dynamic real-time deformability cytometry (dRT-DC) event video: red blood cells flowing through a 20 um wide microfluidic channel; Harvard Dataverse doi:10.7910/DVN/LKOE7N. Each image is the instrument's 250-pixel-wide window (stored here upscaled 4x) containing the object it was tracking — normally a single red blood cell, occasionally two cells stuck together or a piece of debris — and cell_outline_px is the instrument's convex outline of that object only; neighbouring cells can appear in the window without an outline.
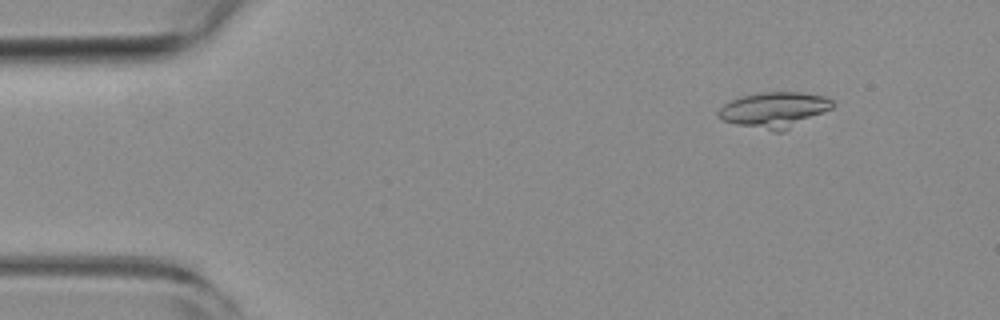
{"species": "common noctule bat (a hibernating species)", "species_latin": "Nyctalus noctula", "temperature_condition": "room temperature", "stored_images_in_passage": 47, "camera_frame_rate_fps": 3000, "um_per_image_px": 0.085, "animal": {"sex": "female", "body_mass_g": 19.3, "forearm_length_mm": 54.1}, "frame": {"image": 1, "passage_image": 1, "time_ms": 0.0, "image_size_px": [1000, 320], "cell_outline_px": [[836, 104], [832, 108], [784, 132], [772, 132], [736, 124], [724, 120], [716, 112], [724, 104], [732, 100], [744, 96], [764, 92], [800, 92], [828, 96]], "centroid_in_image_um": [65.87, 9.35], "position_along_channel_um": 19.1, "area_um2": 23.76}}
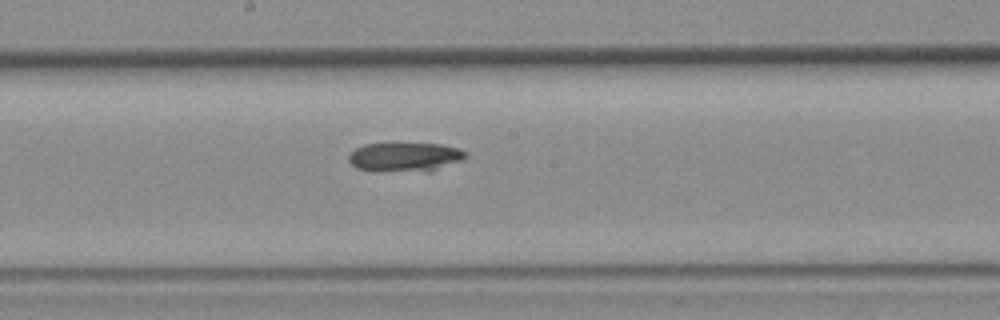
{"frame": {"image": 2, "passage_image": 23, "time_ms": 7.333, "image_size_px": [1000, 320], "cell_outline_px": [[468, 156], [464, 160], [432, 172], [372, 172], [356, 168], [348, 160], [348, 156], [356, 148], [364, 144], [440, 144], [460, 148]], "centroid_in_image_um": [34.44, 13.39], "position_along_channel_um": 213.8, "area_um2": 20.46}}
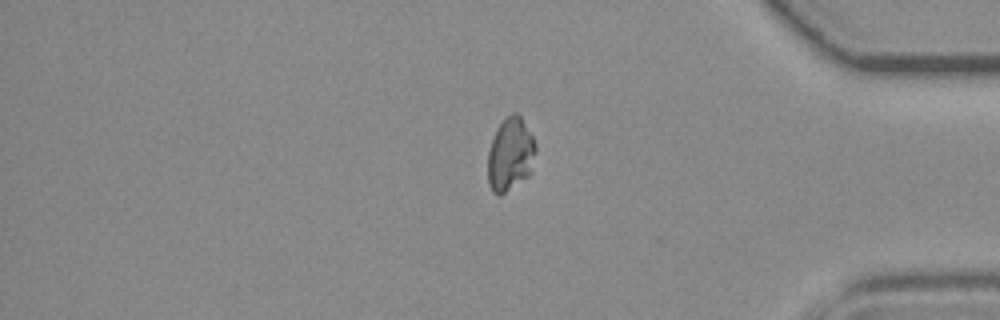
{"frame": {"image": 3, "passage_image": 39, "time_ms": 12.667, "image_size_px": [1000, 320], "cell_outline_px": [[536, 152], [532, 172], [528, 176], [500, 196], [496, 196], [492, 192], [488, 184], [488, 152], [496, 128], [512, 112], [516, 112], [520, 116], [532, 136], [536, 144]], "centroid_in_image_um": [43.38, 13.16], "position_along_channel_um": 391.8, "area_um2": 20.58}}